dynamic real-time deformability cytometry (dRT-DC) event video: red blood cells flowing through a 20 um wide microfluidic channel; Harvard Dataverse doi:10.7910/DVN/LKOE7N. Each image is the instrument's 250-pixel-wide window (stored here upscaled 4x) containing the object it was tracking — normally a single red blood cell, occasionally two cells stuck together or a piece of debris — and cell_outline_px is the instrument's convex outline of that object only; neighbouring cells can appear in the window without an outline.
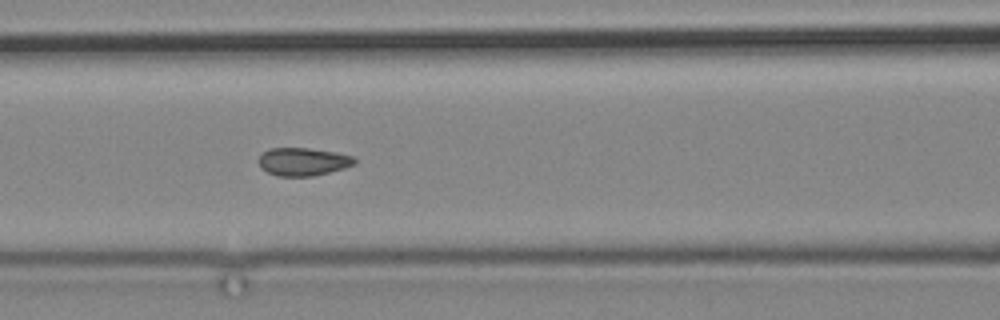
{"species": "common noctule bat (a hibernating species)", "species_latin": "Nyctalus noctula", "temperature_condition": "cold", "stored_images_in_passage": 12, "camera_frame_rate_fps": 3000, "um_per_image_px": 0.085, "animal": {"sex": "male", "body_mass_g": 19.2, "forearm_length_mm": 51.8}, "frame": {"image": 1, "passage_image": 12, "time_ms": 13.667, "image_size_px": [1000, 320], "cell_outline_px": [[356, 164], [344, 168], [312, 176], [276, 176], [260, 168], [256, 160], [268, 148], [308, 148], [336, 152], [352, 156], [356, 160]], "centroid_in_image_um": [25.72, 13.74], "position_along_channel_um": 140.9, "area_um2": 15.72}}